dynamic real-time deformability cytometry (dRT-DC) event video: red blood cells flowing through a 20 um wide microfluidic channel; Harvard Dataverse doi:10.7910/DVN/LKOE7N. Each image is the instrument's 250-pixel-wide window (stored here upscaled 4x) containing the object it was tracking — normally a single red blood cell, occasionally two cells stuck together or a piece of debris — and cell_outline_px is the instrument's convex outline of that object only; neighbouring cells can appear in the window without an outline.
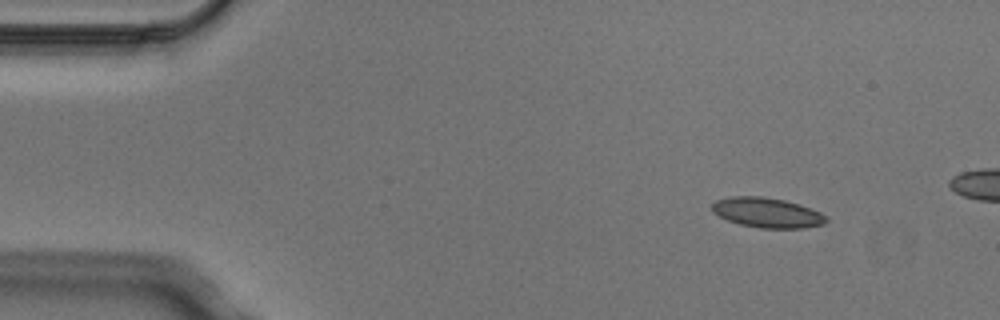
{"species": "Egyptian fruit bat (a non-hibernating species)", "species_latin": "Rousettus aegyptiacus", "temperature_condition": "cold", "stored_images_in_passage": 5, "segment_of_instrument_passage": [2, 2], "camera_frame_rate_fps": 3000, "um_per_image_px": 0.085, "animal": {"sex": "male"}, "frame": {"image": 1, "passage_image": 5, "time_ms": 1.333, "image_size_px": [1000, 320], "cell_outline_px": [[828, 220], [824, 224], [804, 228], [760, 228], [740, 224], [728, 220], [712, 212], [712, 204], [716, 200], [732, 196], [760, 196], [784, 200], [800, 204], [820, 212]], "centroid_in_image_um": [65.2, 18.07], "position_along_channel_um": 19.8, "area_um2": 19.83}}